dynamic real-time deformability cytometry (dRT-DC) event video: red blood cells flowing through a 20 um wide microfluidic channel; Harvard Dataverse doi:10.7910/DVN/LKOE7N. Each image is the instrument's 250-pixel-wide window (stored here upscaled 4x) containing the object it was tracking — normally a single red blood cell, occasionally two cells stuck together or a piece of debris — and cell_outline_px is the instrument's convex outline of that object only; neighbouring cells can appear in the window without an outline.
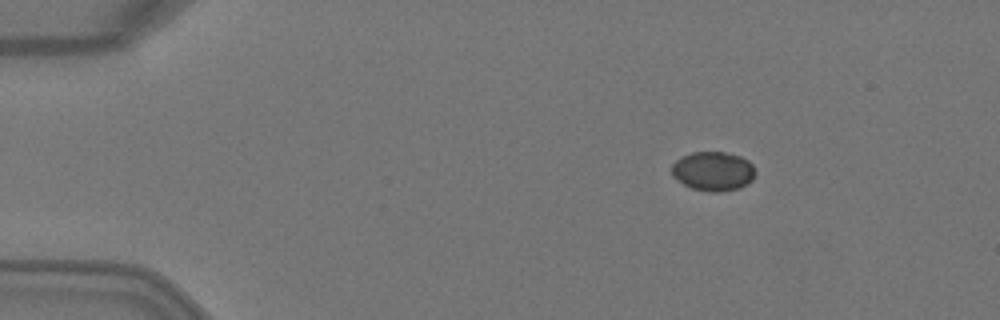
{"species": "Egyptian fruit bat (a non-hibernating species)", "species_latin": "Rousettus aegyptiacus", "temperature_condition": "warm", "stored_images_in_passage": 4, "camera_frame_rate_fps": 3000, "um_per_image_px": 0.085, "animal": {"sex": "female"}, "frame": {"image": 1, "passage_image": 2, "time_ms": 0.333, "image_size_px": [1000, 320], "cell_outline_px": [[756, 172], [752, 180], [740, 188], [720, 192], [708, 192], [692, 188], [684, 184], [672, 176], [672, 164], [680, 156], [692, 152], [724, 152], [740, 156], [748, 160], [752, 164]], "centroid_in_image_um": [60.61, 14.55], "position_along_channel_um": 24.4, "area_um2": 19.25}}